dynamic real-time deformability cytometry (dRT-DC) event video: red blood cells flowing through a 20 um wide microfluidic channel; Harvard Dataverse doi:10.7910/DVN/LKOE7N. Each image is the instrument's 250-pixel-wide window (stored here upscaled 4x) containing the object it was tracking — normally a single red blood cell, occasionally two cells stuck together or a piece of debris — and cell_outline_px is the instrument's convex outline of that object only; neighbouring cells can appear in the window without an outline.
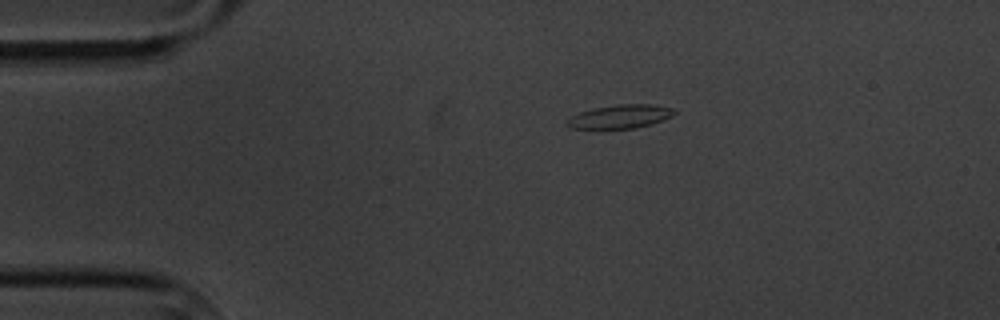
{"species": "common noctule bat (a hibernating species)", "species_latin": "Nyctalus noctula", "temperature_condition": "cold", "stored_images_in_passage": 2, "camera_frame_rate_fps": 3000, "um_per_image_px": 0.085, "animal": {"sex": "male", "body_mass_g": 20.1, "forearm_length_mm": 53.5}, "frame": {"image": 1, "passage_image": 1, "time_ms": 0.0, "image_size_px": [1000, 320], "cell_outline_px": [[676, 112], [672, 116], [652, 124], [636, 128], [568, 128], [564, 124], [572, 116], [580, 112], [596, 108], [620, 104], [652, 104], [672, 108]], "centroid_in_image_um": [52.73, 9.91], "position_along_channel_um": 32.3, "area_um2": 14.57}}